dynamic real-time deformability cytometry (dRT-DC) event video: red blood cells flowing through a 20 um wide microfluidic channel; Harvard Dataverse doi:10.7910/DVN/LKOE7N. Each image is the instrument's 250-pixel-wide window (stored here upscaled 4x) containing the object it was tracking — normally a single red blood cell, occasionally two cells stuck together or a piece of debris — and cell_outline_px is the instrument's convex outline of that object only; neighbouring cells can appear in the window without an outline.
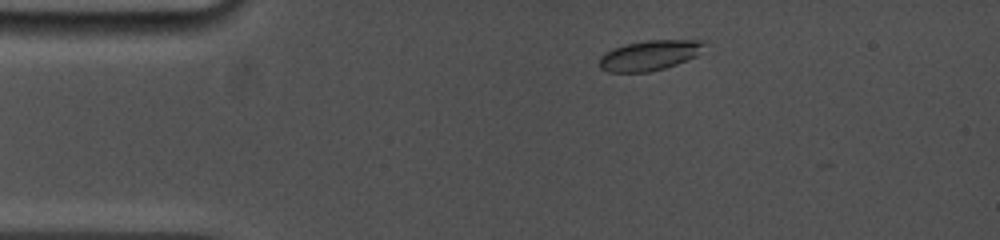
{"species": "common noctule bat (a hibernating species)", "species_latin": "Nyctalus noctula", "temperature_condition": "cold", "stored_images_in_passage": 40, "camera_frame_rate_fps": 5000, "um_per_image_px": 0.085, "animal": {"sex": "female", "body_mass_g": 19.0, "forearm_length_mm": 53.3}, "frame": {"image": 1, "passage_image": 5, "time_ms": 1.4, "image_size_px": [1000, 240], "cell_outline_px": [[704, 44], [696, 56], [676, 64], [664, 68], [648, 72], [608, 72], [600, 68], [600, 56], [604, 52], [612, 48], [628, 44], [648, 40], [704, 40]], "centroid_in_image_um": [55.17, 4.71], "position_along_channel_um": 29.8, "area_um2": 18.21}}
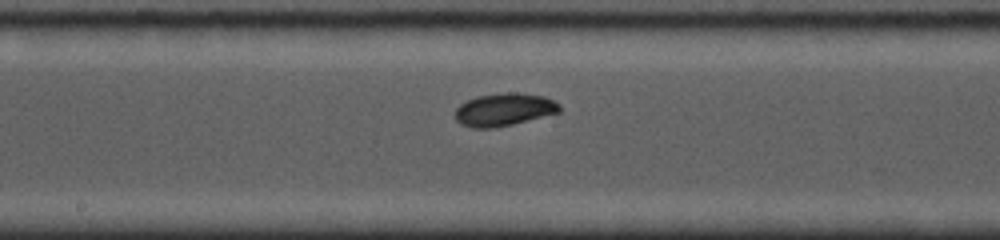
{"frame": {"image": 2, "passage_image": 21, "time_ms": 7.2, "image_size_px": [1000, 240], "cell_outline_px": [[560, 112], [496, 128], [472, 128], [460, 124], [456, 120], [456, 108], [460, 104], [476, 96], [508, 92], [516, 92], [544, 96], [560, 104]], "centroid_in_image_um": [42.83, 9.32], "position_along_channel_um": 205.4, "area_um2": 19.88}}
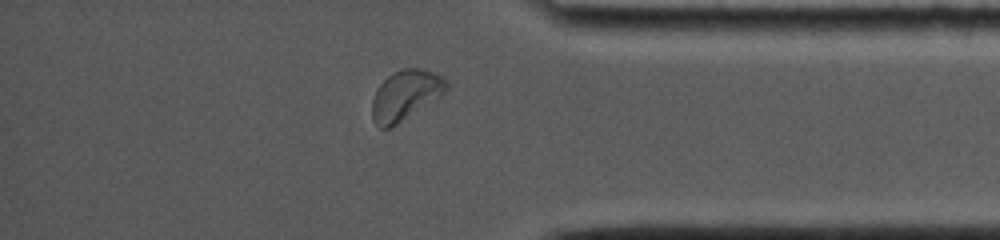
{"frame": {"image": 3, "passage_image": 35, "time_ms": 12.4, "image_size_px": [1000, 240], "cell_outline_px": [[448, 88], [440, 96], [392, 128], [380, 128], [372, 120], [372, 100], [380, 84], [392, 72], [404, 68], [420, 68], [432, 72], [440, 76], [448, 84]], "centroid_in_image_um": [34.44, 8.1], "position_along_channel_um": 400.8, "area_um2": 21.44}, "authors_computed_cell_mechanics": {"area_um2": 19.1318, "velocity_mm_per_s": 3.8455, "shape_relaxation_time_tau1_ms": 2.8195, "shape_relaxation_time_tau2_ms": 2.9118, "deformation_change_tau1": 0.1043, "deformation_change_tau2": 0.053}}